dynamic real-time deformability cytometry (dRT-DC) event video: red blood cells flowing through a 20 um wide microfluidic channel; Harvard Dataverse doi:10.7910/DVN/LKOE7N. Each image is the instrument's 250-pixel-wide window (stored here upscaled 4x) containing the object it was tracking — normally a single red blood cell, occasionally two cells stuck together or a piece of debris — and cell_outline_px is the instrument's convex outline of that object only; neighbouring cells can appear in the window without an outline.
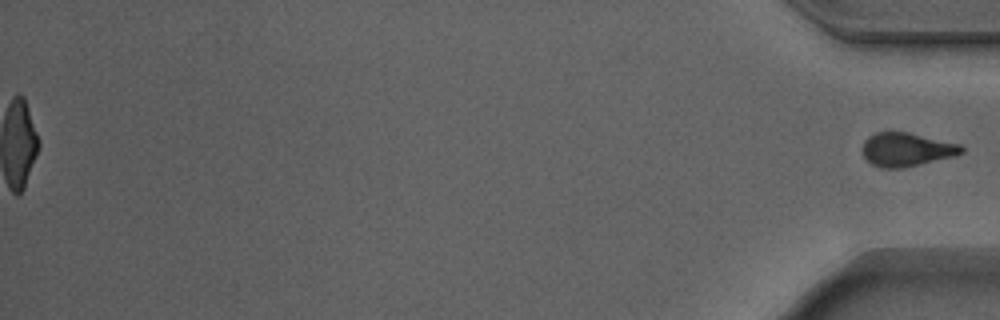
{"species": "Egyptian fruit bat (a non-hibernating species)", "species_latin": "Rousettus aegyptiacus", "temperature_condition": "warm", "stored_images_in_passage": 54, "segment_of_instrument_passage": [2, 2], "camera_frame_rate_fps": 3000, "um_per_image_px": 0.085, "animal": {"sex": "male"}, "frame": {"image": 1, "passage_image": 54, "time_ms": 17.667, "image_size_px": [1000, 320], "cell_outline_px": [[964, 152], [952, 156], [904, 168], [880, 168], [872, 164], [864, 156], [864, 140], [868, 136], [876, 132], [908, 132], [960, 144], [964, 148]], "centroid_in_image_um": [77.05, 12.7], "position_along_channel_um": 358.1, "area_um2": 19.19}}